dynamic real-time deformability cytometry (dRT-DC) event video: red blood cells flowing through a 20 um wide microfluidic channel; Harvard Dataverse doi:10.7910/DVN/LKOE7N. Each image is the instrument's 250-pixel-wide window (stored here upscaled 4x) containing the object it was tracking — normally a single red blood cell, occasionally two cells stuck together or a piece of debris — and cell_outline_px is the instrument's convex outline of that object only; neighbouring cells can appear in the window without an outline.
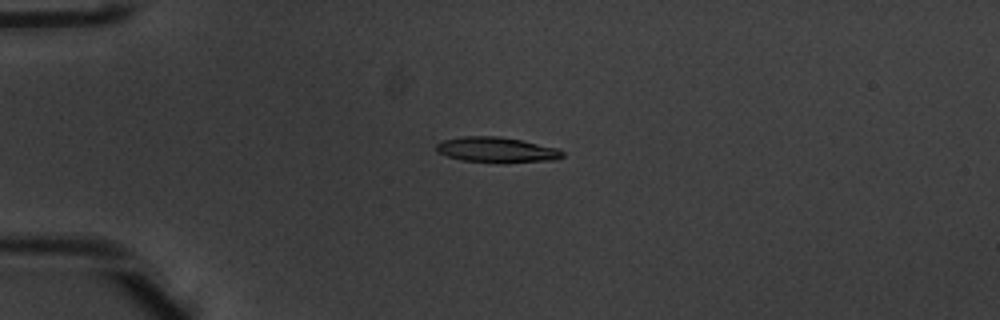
{"species": "common noctule bat (a hibernating species)", "species_latin": "Nyctalus noctula", "temperature_condition": "warm", "stored_images_in_passage": 47, "camera_frame_rate_fps": 3000, "um_per_image_px": 0.085, "animal": {"sex": "male", "body_mass_g": 20.1, "forearm_length_mm": 53.5}, "frame": {"image": 1, "passage_image": 9, "time_ms": 2.667, "image_size_px": [1000, 320], "cell_outline_px": [[564, 156], [556, 160], [460, 160], [436, 152], [436, 144], [444, 140], [464, 136], [500, 136], [524, 140], [560, 148], [564, 152]], "centroid_in_image_um": [42.23, 12.68], "position_along_channel_um": 42.8, "area_um2": 17.92}}
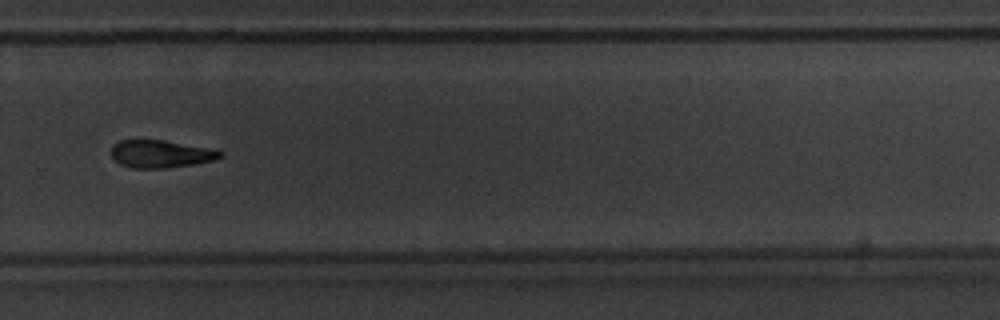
{"frame": {"image": 2, "passage_image": 32, "time_ms": 10.333, "image_size_px": [1000, 320], "cell_outline_px": [[224, 156], [212, 160], [192, 164], [164, 168], [132, 168], [120, 164], [112, 156], [112, 144], [120, 140], [164, 140], [220, 148], [224, 152]], "centroid_in_image_um": [13.75, 13.06], "position_along_channel_um": 316.1, "area_um2": 17.86}}
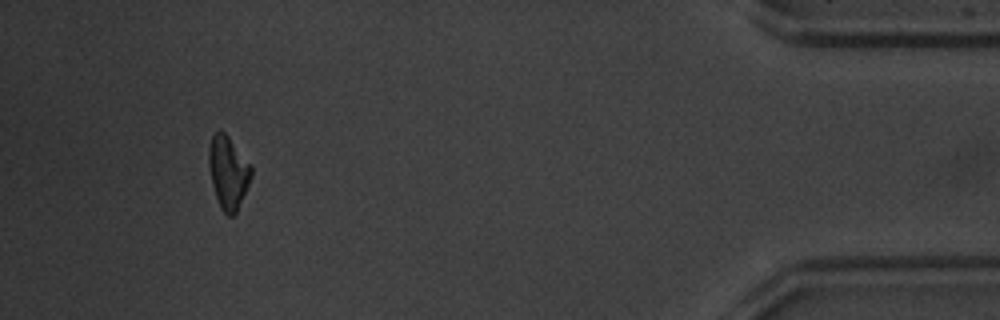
{"frame": {"image": 3, "passage_image": 44, "time_ms": 14.333, "image_size_px": [1000, 320], "cell_outline_px": [[252, 176], [236, 212], [232, 216], [228, 216], [220, 208], [212, 184], [208, 164], [208, 148], [212, 136], [220, 128], [228, 136], [252, 164]], "centroid_in_image_um": [19.39, 14.62], "position_along_channel_um": 415.8, "area_um2": 18.09}, "authors_computed_cell_mechanics": {"area_um2": 18.3804, "velocity_mm_per_s": 3.966, "shape_relaxation_time_tau1_ms": 2.8329, "shape_relaxation_time_tau2_ms": null, "deformation_change_tau1": 0.162, "deformation_change_tau2": null}}